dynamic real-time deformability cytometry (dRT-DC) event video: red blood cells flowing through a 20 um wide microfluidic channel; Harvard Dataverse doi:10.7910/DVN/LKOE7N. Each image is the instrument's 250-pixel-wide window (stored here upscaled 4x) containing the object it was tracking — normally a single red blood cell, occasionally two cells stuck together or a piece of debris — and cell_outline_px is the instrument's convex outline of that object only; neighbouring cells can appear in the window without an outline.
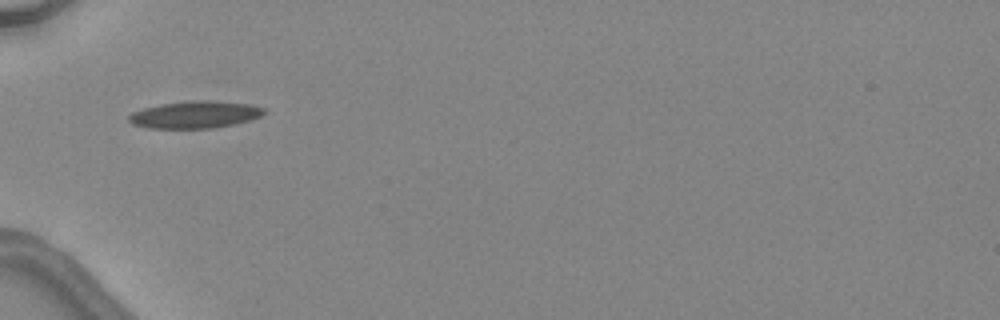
{"species": "common noctule bat (a hibernating species)", "species_latin": "Nyctalus noctula", "temperature_condition": "warm", "stored_images_in_passage": 1, "camera_frame_rate_fps": 3000, "um_per_image_px": 0.085, "animal": {"sex": "female", "body_mass_g": 24.6, "forearm_length_mm": 56.2}, "frame": {"image": 1, "passage_image": 1, "time_ms": 0.0, "image_size_px": [1000, 320], "cell_outline_px": [[264, 112], [260, 116], [248, 120], [232, 124], [212, 128], [148, 128], [132, 124], [128, 120], [128, 116], [132, 112], [144, 108], [160, 104], [192, 100], [204, 100], [248, 104], [264, 108]], "centroid_in_image_um": [16.51, 9.74], "position_along_channel_um": 68.5, "area_um2": 21.1}}